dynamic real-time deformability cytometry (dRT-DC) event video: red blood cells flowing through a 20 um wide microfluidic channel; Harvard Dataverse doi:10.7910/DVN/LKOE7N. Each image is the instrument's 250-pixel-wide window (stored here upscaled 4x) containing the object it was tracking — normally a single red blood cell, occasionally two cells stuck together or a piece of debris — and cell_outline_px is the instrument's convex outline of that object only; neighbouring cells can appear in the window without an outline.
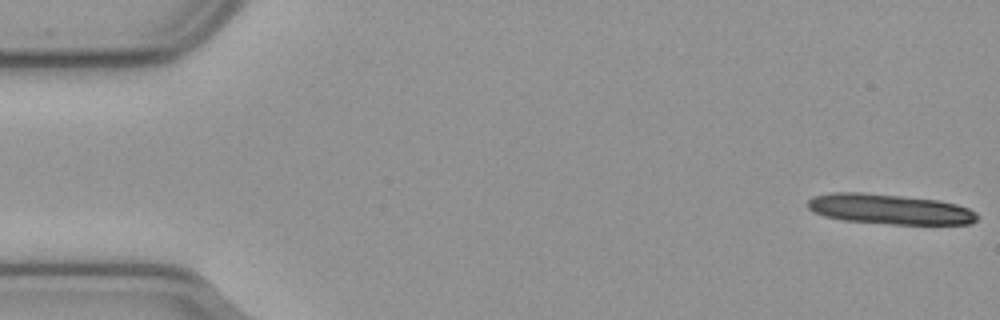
{"species": "common noctule bat (a hibernating species)", "species_latin": "Nyctalus noctula", "temperature_condition": "cold", "stored_images_in_passage": 14, "camera_frame_rate_fps": 3000, "um_per_image_px": 0.085, "animal": {"sex": "male", "body_mass_g": 23.1, "forearm_length_mm": 52.7}, "frame": {"image": 1, "passage_image": 1, "time_ms": 0.0, "image_size_px": [1000, 320], "cell_outline_px": [[976, 220], [972, 224], [892, 224], [844, 220], [824, 216], [812, 212], [808, 208], [808, 200], [812, 196], [832, 192], [864, 192], [940, 200], [956, 204], [968, 208], [976, 212]], "centroid_in_image_um": [75.59, 17.77], "position_along_channel_um": 9.4, "area_um2": 29.88}}